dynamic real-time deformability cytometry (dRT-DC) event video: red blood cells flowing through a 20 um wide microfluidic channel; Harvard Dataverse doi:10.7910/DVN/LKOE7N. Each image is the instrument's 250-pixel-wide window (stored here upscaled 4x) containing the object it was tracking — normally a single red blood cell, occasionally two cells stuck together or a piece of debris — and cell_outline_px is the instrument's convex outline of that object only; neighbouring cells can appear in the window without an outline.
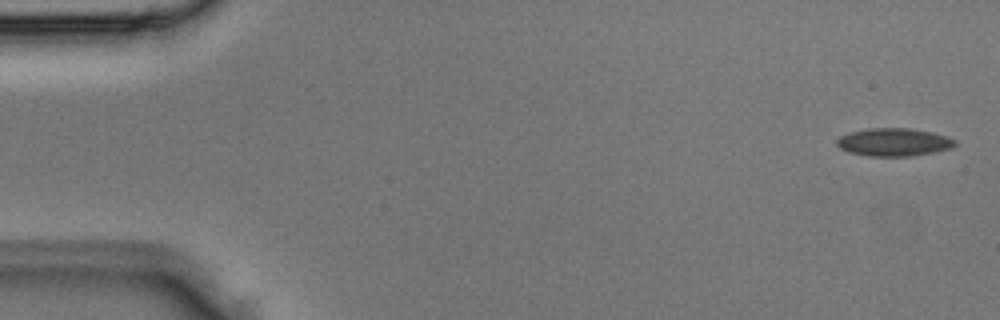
{"species": "Egyptian fruit bat (a non-hibernating species)", "species_latin": "Rousettus aegyptiacus", "temperature_condition": "room temperature", "stored_images_in_passage": 4, "camera_frame_rate_fps": 3000, "um_per_image_px": 0.085, "animal": {"sex": "male"}, "frame": {"image": 1, "passage_image": 1, "time_ms": 0.0, "image_size_px": [1000, 320], "cell_outline_px": [[956, 144], [952, 148], [936, 152], [912, 156], [868, 156], [848, 152], [840, 148], [836, 144], [836, 140], [840, 136], [852, 132], [868, 128], [912, 128], [932, 132], [948, 136], [956, 140]], "centroid_in_image_um": [76.01, 12.08], "position_along_channel_um": 9.0, "area_um2": 19.42}}